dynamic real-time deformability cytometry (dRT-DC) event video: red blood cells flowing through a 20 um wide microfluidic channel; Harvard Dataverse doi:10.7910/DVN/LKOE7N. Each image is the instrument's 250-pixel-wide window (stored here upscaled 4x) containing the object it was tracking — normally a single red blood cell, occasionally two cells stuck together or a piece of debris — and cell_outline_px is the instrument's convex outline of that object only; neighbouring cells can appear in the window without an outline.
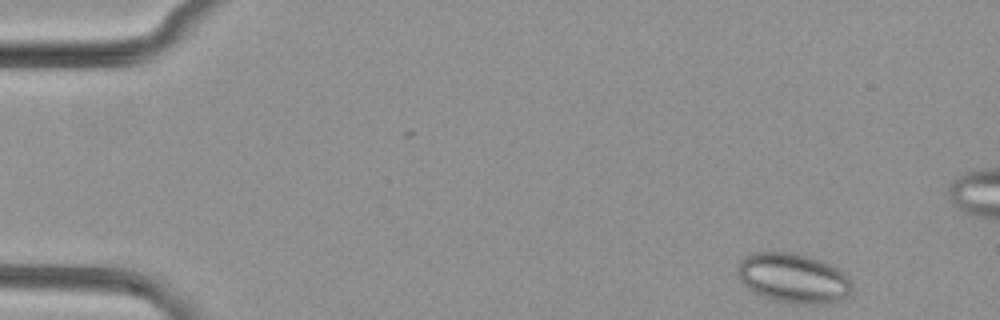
{"species": "common noctule bat (a hibernating species)", "species_latin": "Nyctalus noctula", "temperature_condition": "cold", "stored_images_in_passage": 2, "camera_frame_rate_fps": 3000, "um_per_image_px": 0.085, "animal": {"sex": "female", "body_mass_g": 29.2, "forearm_length_mm": 56.3}, "frame": {"image": 1, "passage_image": 2, "time_ms": 0.333, "image_size_px": [1000, 320], "cell_outline_px": [[852, 292], [848, 296], [832, 304], [796, 304], [776, 300], [764, 296], [748, 288], [740, 280], [736, 272], [736, 268], [740, 260], [744, 256], [752, 252], [792, 252], [808, 256], [832, 264], [844, 272], [848, 276], [852, 284]], "centroid_in_image_um": [67.46, 23.64], "position_along_channel_um": 17.5, "area_um2": 33.58}}